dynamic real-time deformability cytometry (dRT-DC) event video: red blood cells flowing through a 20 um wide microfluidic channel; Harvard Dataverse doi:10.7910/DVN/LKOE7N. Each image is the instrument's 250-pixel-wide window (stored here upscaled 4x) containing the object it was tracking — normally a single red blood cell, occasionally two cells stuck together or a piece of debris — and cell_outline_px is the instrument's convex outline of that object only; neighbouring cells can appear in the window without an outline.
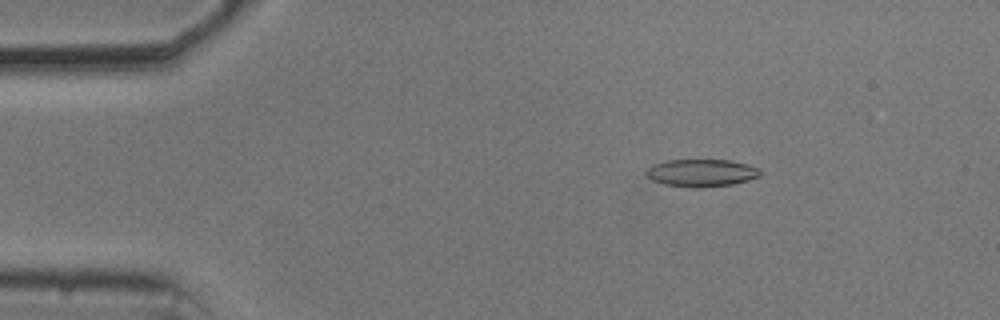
{"species": "common noctule bat (a hibernating species)", "species_latin": "Nyctalus noctula", "temperature_condition": "cold", "stored_images_in_passage": 49, "camera_frame_rate_fps": 3000, "um_per_image_px": 0.085, "animal": {"sex": "male", "body_mass_g": 20.5, "forearm_length_mm": 52.5}, "frame": {"image": 1, "passage_image": 3, "time_ms": 0.667, "image_size_px": [1000, 320], "cell_outline_px": [[760, 176], [748, 180], [732, 184], [696, 188], [664, 184], [652, 180], [644, 172], [652, 164], [668, 160], [728, 160], [748, 164], [760, 168]], "centroid_in_image_um": [59.62, 14.69], "position_along_channel_um": 25.4, "area_um2": 18.21}}
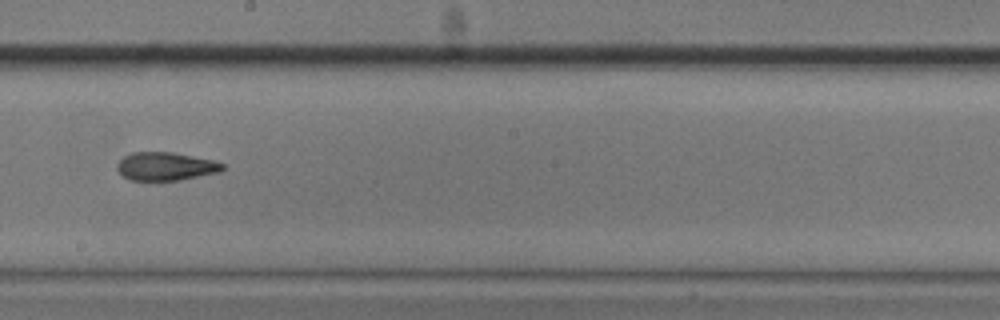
{"frame": {"image": 2, "passage_image": 25, "time_ms": 8.0, "image_size_px": [1000, 320], "cell_outline_px": [[224, 168], [220, 172], [180, 180], [128, 180], [116, 168], [116, 164], [124, 156], [132, 152], [172, 152], [212, 160], [224, 164]], "centroid_in_image_um": [14.07, 14.14], "position_along_channel_um": 234.1, "area_um2": 17.28}}
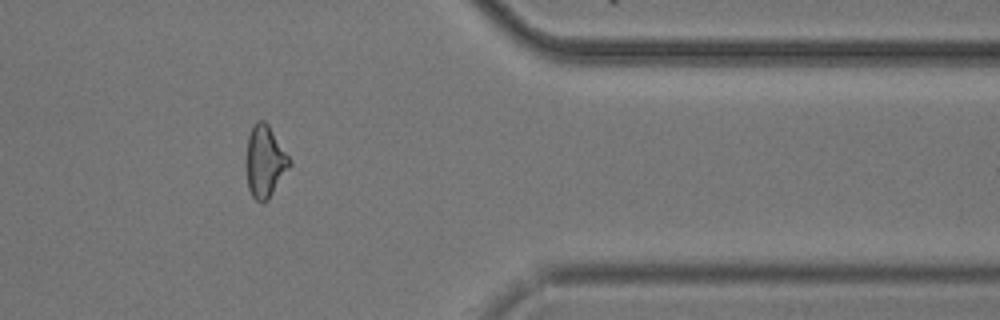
{"frame": {"image": 3, "passage_image": 39, "time_ms": 12.667, "image_size_px": [1000, 320], "cell_outline_px": [[292, 164], [268, 200], [264, 204], [256, 200], [252, 196], [248, 188], [248, 136], [252, 124], [256, 120], [264, 120], [268, 124], [292, 160]], "centroid_in_image_um": [22.56, 13.72], "position_along_channel_um": 388.8, "area_um2": 17.98}, "authors_computed_cell_mechanics": {"area_um2": 18.0914, "velocity_mm_per_s": 3.713, "shape_relaxation_time_tau1_ms": null, "shape_relaxation_time_tau2_ms": 5.0859, "deformation_change_tau1": null, "deformation_change_tau2": 0.1517}}